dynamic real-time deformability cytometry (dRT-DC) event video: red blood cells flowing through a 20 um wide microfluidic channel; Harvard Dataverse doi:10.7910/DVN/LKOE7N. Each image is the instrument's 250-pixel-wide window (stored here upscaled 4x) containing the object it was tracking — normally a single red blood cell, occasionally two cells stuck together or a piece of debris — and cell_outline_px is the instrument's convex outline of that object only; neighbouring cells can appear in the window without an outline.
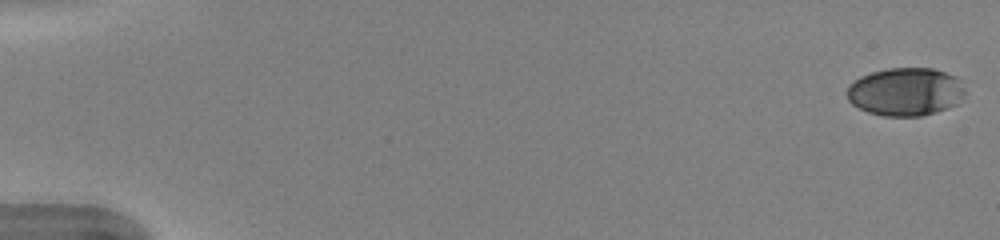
{"species": "human", "species_latin": "Homo sapiens", "temperature_condition": "warm", "stored_images_in_passage": 51, "camera_frame_rate_fps": 3000, "um_per_image_px": 0.085, "donor": {"sex": "female"}, "frame": {"image": 1, "passage_image": 1, "time_ms": 0.0, "image_size_px": [1000, 240], "cell_outline_px": [[964, 92], [956, 104], [936, 112], [920, 116], [884, 116], [868, 112], [852, 104], [848, 100], [844, 92], [848, 84], [860, 76], [872, 72], [888, 68], [932, 68], [956, 76], [960, 80], [964, 88]], "centroid_in_image_um": [76.91, 7.79], "position_along_channel_um": 8.1, "area_um2": 33.23}}
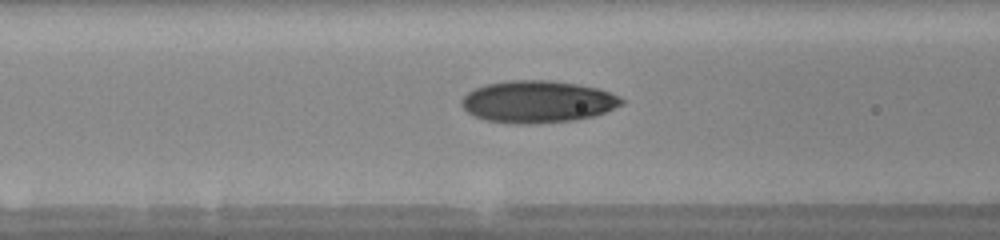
{"frame": {"image": 2, "passage_image": 22, "time_ms": 7.0, "image_size_px": [1000, 240], "cell_outline_px": [[624, 104], [596, 116], [576, 120], [528, 124], [516, 124], [484, 120], [468, 112], [460, 104], [460, 100], [468, 92], [484, 84], [512, 80], [548, 80], [576, 84], [596, 88], [620, 96], [624, 100]], "centroid_in_image_um": [45.7, 8.65], "position_along_channel_um": 120.9, "area_um2": 39.3}}
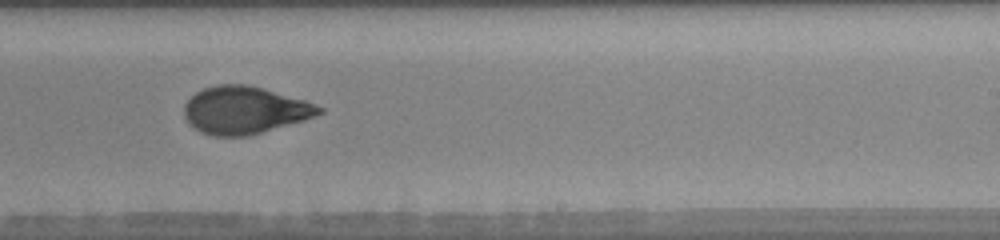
{"frame": {"image": 3, "passage_image": 33, "time_ms": 10.667, "image_size_px": [1000, 240], "cell_outline_px": [[324, 112], [304, 120], [248, 136], [212, 136], [200, 132], [184, 116], [184, 104], [196, 92], [204, 88], [216, 84], [248, 84], [264, 88], [304, 100], [316, 104], [324, 108]], "centroid_in_image_um": [20.8, 9.35], "position_along_channel_um": 268.2, "area_um2": 37.22}, "authors_computed_cell_mechanics": {"area_um2": 36.2984, "velocity_mm_per_s": 4.0186, "shape_relaxation_time_tau1_ms": 4.3516, "shape_relaxation_time_tau2_ms": 1.4769, "deformation_change_tau1": 0.1753, "deformation_change_tau2": 0.0734}}